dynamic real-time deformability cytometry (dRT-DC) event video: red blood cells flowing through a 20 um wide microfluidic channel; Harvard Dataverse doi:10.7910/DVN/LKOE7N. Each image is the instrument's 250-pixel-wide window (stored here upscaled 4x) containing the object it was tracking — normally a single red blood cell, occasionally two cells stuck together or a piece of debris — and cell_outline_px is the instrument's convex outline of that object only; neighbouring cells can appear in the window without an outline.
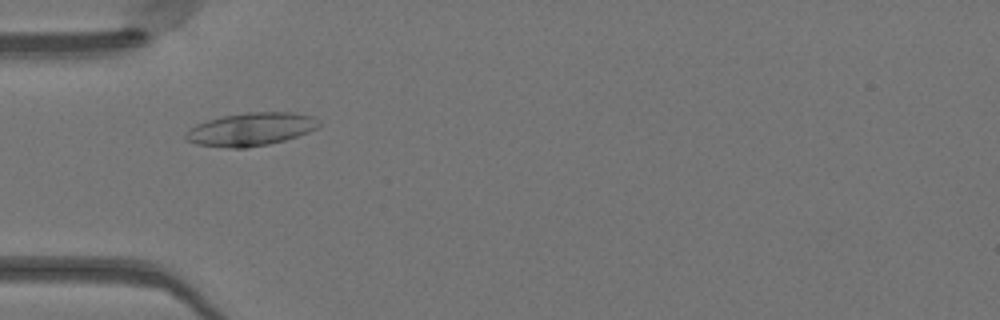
{"species": "Egyptian fruit bat (a non-hibernating species)", "species_latin": "Rousettus aegyptiacus", "temperature_condition": "warm", "stored_images_in_passage": 36, "camera_frame_rate_fps": 3000, "um_per_image_px": 0.085, "animal": {"sex": "female"}, "frame": {"image": 1, "passage_image": 2, "time_ms": 0.333, "image_size_px": [1000, 320], "cell_outline_px": [[320, 124], [316, 128], [308, 132], [284, 140], [268, 144], [248, 148], [232, 148], [196, 144], [188, 140], [184, 136], [184, 132], [196, 124], [208, 120], [224, 116], [244, 112], [292, 112], [312, 116]], "centroid_in_image_um": [21.29, 10.98], "position_along_channel_um": 63.7, "area_um2": 25.49}}
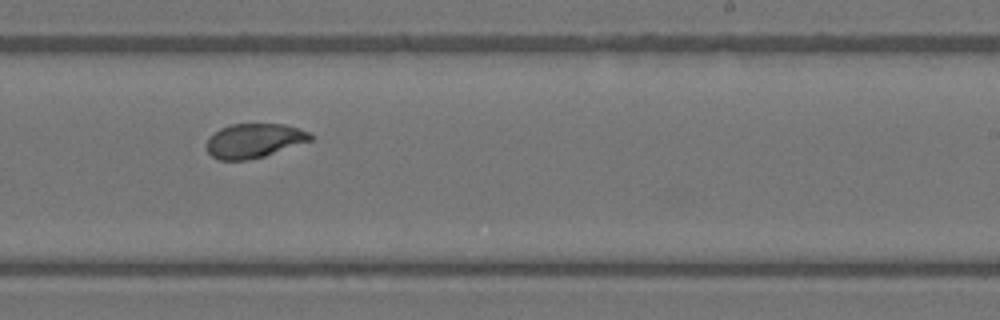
{"frame": {"image": 2, "passage_image": 17, "time_ms": 5.333, "image_size_px": [1000, 320], "cell_outline_px": [[312, 140], [264, 156], [248, 160], [220, 160], [212, 156], [208, 152], [208, 136], [220, 128], [232, 124], [284, 124], [300, 128], [308, 132], [312, 136]], "centroid_in_image_um": [21.59, 11.95], "position_along_channel_um": 267.4, "area_um2": 20.63}}
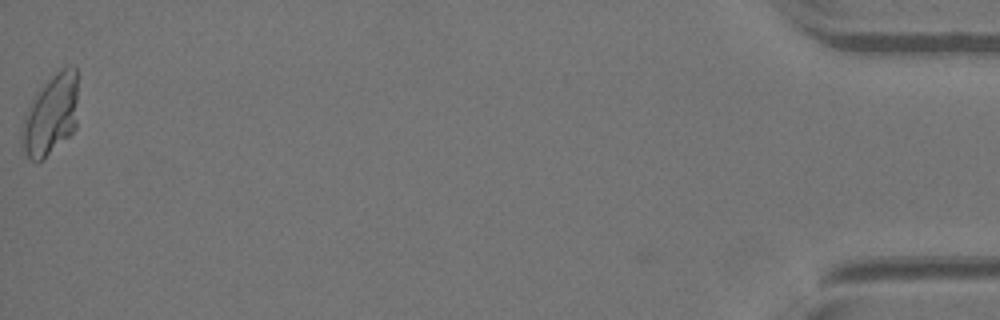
{"frame": {"image": 3, "passage_image": 36, "time_ms": 11.667, "image_size_px": [1000, 320], "cell_outline_px": [[76, 128], [68, 136], [36, 164], [24, 152], [20, 140], [20, 132], [28, 108], [36, 92], [60, 68], [76, 68]], "centroid_in_image_um": [4.28, 9.79], "position_along_channel_um": 430.9, "area_um2": 25.78}, "authors_computed_cell_mechanics": {"area_um2": 21.6461, "velocity_mm_per_s": 4.1035, "shape_relaxation_time_tau1_ms": 5.5281, "shape_relaxation_time_tau2_ms": null, "deformation_change_tau1": 0.1426, "deformation_change_tau2": null}}